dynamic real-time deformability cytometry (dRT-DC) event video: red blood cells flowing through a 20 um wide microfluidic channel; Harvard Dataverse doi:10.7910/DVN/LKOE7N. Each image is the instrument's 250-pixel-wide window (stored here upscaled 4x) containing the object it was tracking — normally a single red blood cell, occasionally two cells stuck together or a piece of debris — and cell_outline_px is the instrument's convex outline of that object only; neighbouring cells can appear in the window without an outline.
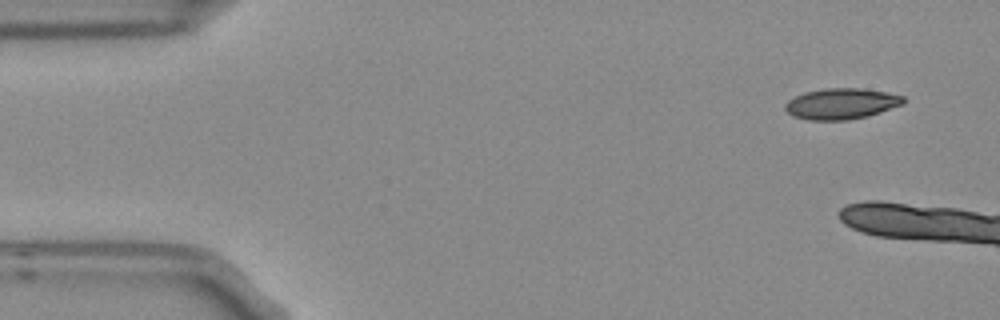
{"species": "Egyptian fruit bat (a non-hibernating species)", "species_latin": "Rousettus aegyptiacus", "temperature_condition": "room temperature", "stored_images_in_passage": 3, "camera_frame_rate_fps": 3000, "um_per_image_px": 0.085, "frame": {"image": 1, "passage_image": 1, "time_ms": 0.0, "image_size_px": [1000, 320], "cell_outline_px": [[904, 104], [868, 116], [848, 120], [808, 120], [792, 116], [784, 108], [784, 104], [788, 100], [804, 92], [824, 88], [860, 88], [888, 92], [904, 96]], "centroid_in_image_um": [71.51, 8.81], "position_along_channel_um": 13.5, "area_um2": 21.44}}